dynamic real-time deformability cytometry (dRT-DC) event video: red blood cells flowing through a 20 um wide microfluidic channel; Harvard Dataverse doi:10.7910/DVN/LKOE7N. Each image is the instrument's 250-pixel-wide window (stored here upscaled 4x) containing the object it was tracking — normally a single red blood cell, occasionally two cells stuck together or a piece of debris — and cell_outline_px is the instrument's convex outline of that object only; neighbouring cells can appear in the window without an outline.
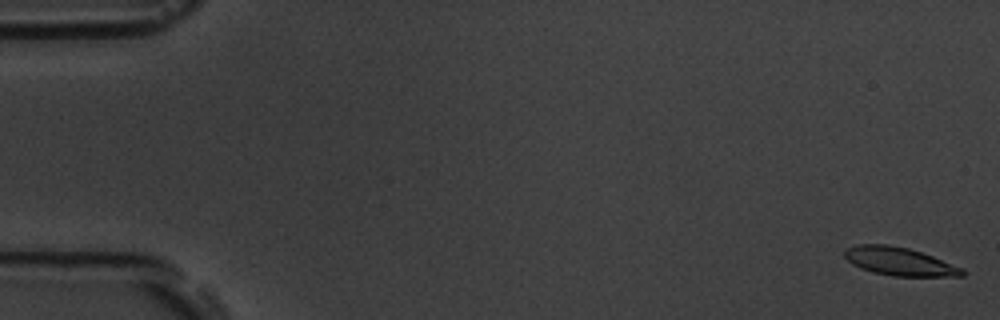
{"species": "common noctule bat (a hibernating species)", "species_latin": "Nyctalus noctula", "temperature_condition": "room temperature", "stored_images_in_passage": 54, "camera_frame_rate_fps": 3000, "um_per_image_px": 0.085, "animal": {"sex": "male", "body_mass_g": 19.5, "forearm_length_mm": 54.6}, "frame": {"image": 1, "passage_image": 1, "time_ms": 0.0, "image_size_px": [1000, 320], "cell_outline_px": [[964, 276], [892, 276], [872, 272], [860, 268], [852, 264], [844, 256], [844, 248], [856, 244], [888, 244], [908, 248], [932, 256], [964, 268]], "centroid_in_image_um": [76.41, 22.21], "position_along_channel_um": 8.6, "area_um2": 19.42}}
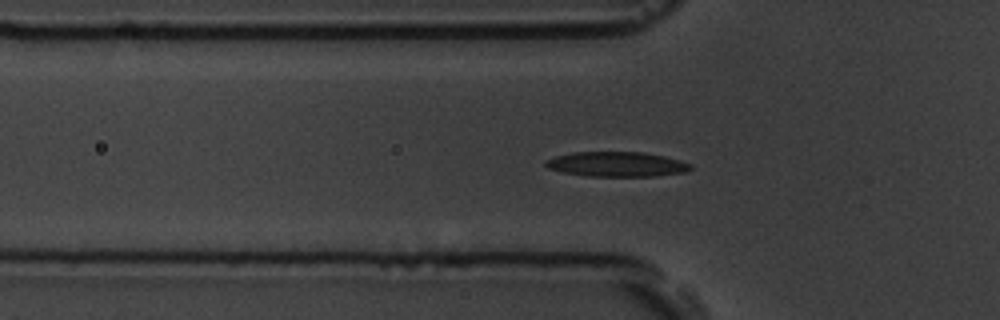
{"frame": {"image": 2, "passage_image": 18, "time_ms": 5.667, "image_size_px": [1000, 320], "cell_outline_px": [[692, 168], [684, 172], [656, 176], [588, 176], [564, 172], [548, 168], [544, 164], [544, 160], [556, 156], [572, 152], [644, 152], [664, 156], [680, 160], [692, 164]], "centroid_in_image_um": [52.42, 13.95], "position_along_channel_um": 73.4, "area_um2": 20.98}}
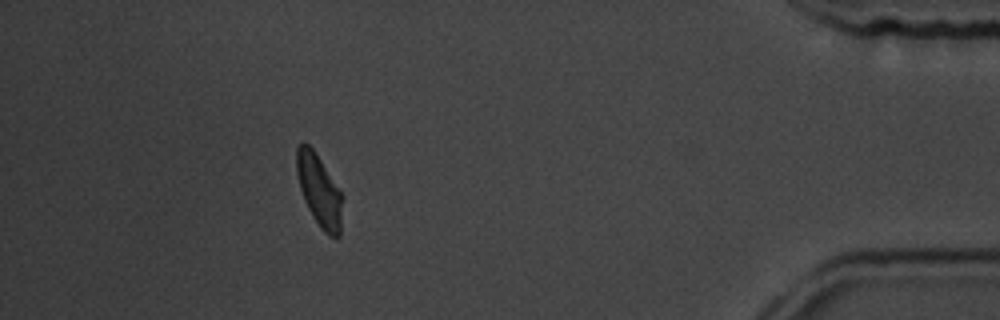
{"frame": {"image": 3, "passage_image": 49, "time_ms": 16.0, "image_size_px": [1000, 320], "cell_outline_px": [[344, 196], [340, 236], [328, 236], [320, 228], [312, 216], [304, 200], [300, 188], [296, 172], [296, 148], [304, 140], [312, 148], [340, 188]], "centroid_in_image_um": [27.15, 16.2], "position_along_channel_um": 408.0, "area_um2": 19.59}, "authors_computed_cell_mechanics": {"area_um2": 19.9699, "velocity_mm_per_s": 3.7565, "shape_relaxation_time_tau1_ms": 3.8854, "shape_relaxation_time_tau2_ms": 4.2289, "deformation_change_tau1": 0.1401, "deformation_change_tau2": 0.1234}}